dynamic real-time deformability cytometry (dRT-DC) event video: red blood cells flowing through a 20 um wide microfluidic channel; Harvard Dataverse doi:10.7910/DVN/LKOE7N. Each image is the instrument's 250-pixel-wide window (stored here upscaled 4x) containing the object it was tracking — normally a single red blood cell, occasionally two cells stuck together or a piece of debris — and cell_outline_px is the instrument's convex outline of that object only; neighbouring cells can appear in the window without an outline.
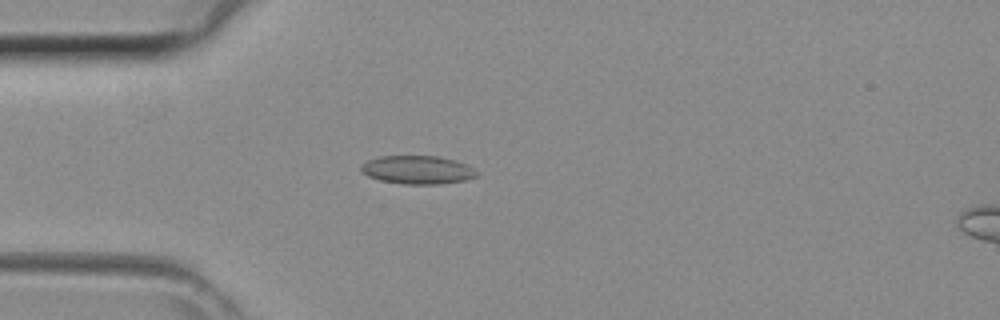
{"species": "common noctule bat (a hibernating species)", "species_latin": "Nyctalus noctula", "temperature_condition": "room temperature", "stored_images_in_passage": 42, "camera_frame_rate_fps": 3000, "um_per_image_px": 0.085, "animal": {"sex": "female", "body_mass_g": 29.2, "forearm_length_mm": 56.3}, "frame": {"image": 1, "passage_image": 11, "time_ms": 3.333, "image_size_px": [1000, 320], "cell_outline_px": [[480, 176], [464, 180], [440, 184], [404, 184], [380, 180], [368, 176], [360, 172], [360, 164], [368, 160], [380, 156], [440, 156], [456, 160], [472, 168]], "centroid_in_image_um": [35.46, 14.43], "position_along_channel_um": 49.5, "area_um2": 19.19}}
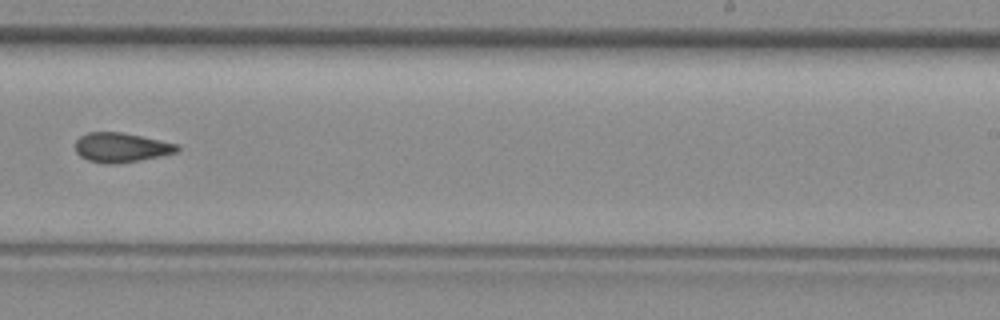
{"frame": {"image": 2, "passage_image": 26, "time_ms": 8.333, "image_size_px": [1000, 320], "cell_outline_px": [[180, 148], [176, 152], [160, 156], [116, 164], [104, 164], [88, 160], [80, 156], [76, 152], [76, 140], [80, 136], [88, 132], [120, 132], [180, 144]], "centroid_in_image_um": [10.29, 12.54], "position_along_channel_um": 278.7, "area_um2": 17.46}}
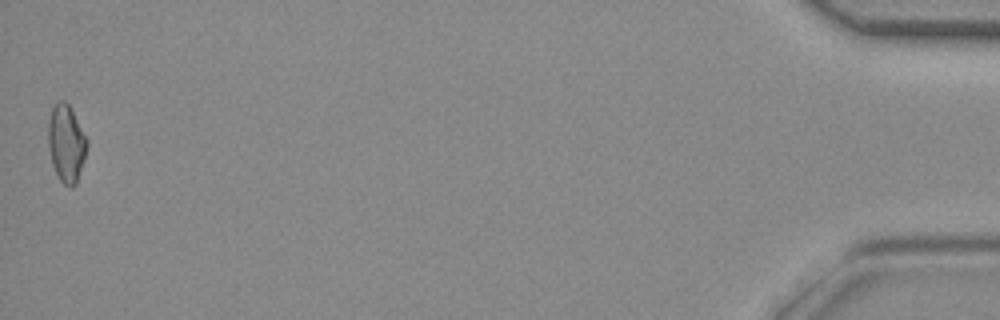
{"frame": {"image": 3, "passage_image": 42, "time_ms": 13.667, "image_size_px": [1000, 320], "cell_outline_px": [[88, 144], [76, 184], [72, 188], [64, 184], [60, 180], [52, 164], [48, 144], [48, 120], [52, 108], [60, 100], [64, 100], [68, 104], [88, 140]], "centroid_in_image_um": [5.62, 12.19], "position_along_channel_um": 429.6, "area_um2": 17.22}}